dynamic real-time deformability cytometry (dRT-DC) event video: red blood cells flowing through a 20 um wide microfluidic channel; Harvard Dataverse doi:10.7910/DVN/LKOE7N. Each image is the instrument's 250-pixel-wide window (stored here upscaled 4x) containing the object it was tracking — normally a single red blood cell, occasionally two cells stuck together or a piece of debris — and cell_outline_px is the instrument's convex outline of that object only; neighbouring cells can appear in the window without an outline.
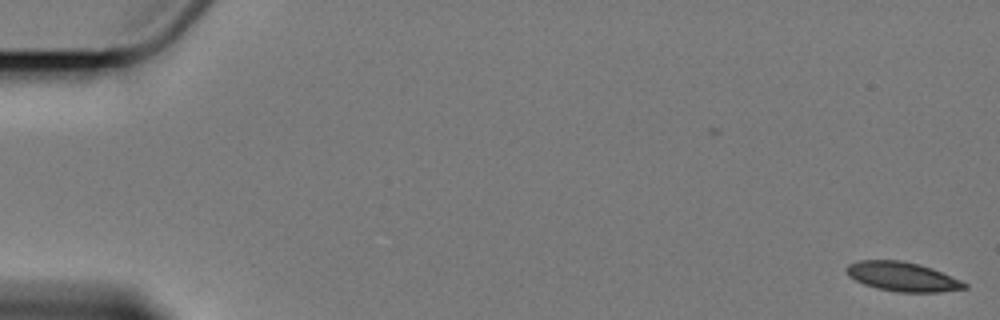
{"species": "Egyptian fruit bat (a non-hibernating species)", "species_latin": "Rousettus aegyptiacus", "temperature_condition": "cold", "stored_images_in_passage": 15, "camera_frame_rate_fps": 3000, "um_per_image_px": 0.085, "animal": {"sex": "female"}, "frame": {"image": 1, "passage_image": 1, "time_ms": 0.0, "image_size_px": [1000, 320], "cell_outline_px": [[968, 288], [940, 292], [900, 292], [876, 288], [864, 284], [848, 276], [844, 268], [848, 264], [860, 260], [900, 260], [920, 264], [932, 268], [960, 280], [968, 284]], "centroid_in_image_um": [76.69, 23.51], "position_along_channel_um": 8.3, "area_um2": 20.17}}
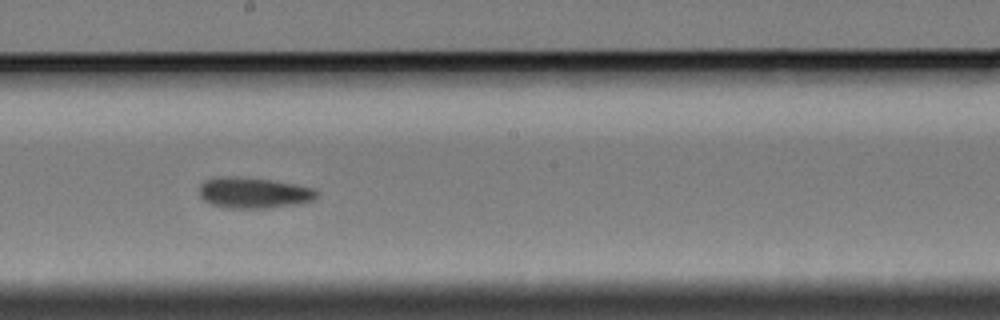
{"frame": {"image": 2, "passage_image": 9, "time_ms": 11.0, "image_size_px": [1000, 320], "cell_outline_px": [[320, 192], [316, 200], [300, 204], [264, 208], [228, 208], [212, 204], [204, 200], [200, 196], [200, 184], [204, 180], [216, 176], [236, 176], [272, 180], [316, 188]], "centroid_in_image_um": [21.61, 16.38], "position_along_channel_um": 226.6, "area_um2": 21.5}}
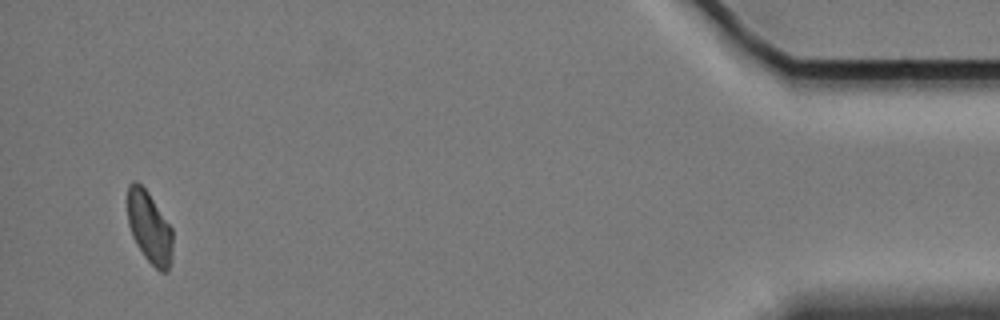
{"frame": {"image": 3, "passage_image": 15, "time_ms": 19.0, "image_size_px": [1000, 320], "cell_outline_px": [[172, 256], [168, 272], [160, 272], [144, 256], [136, 244], [132, 236], [128, 224], [128, 184], [132, 180], [136, 180], [148, 192], [172, 228]], "centroid_in_image_um": [12.7, 19.33], "position_along_channel_um": 422.5, "area_um2": 18.9}, "authors_computed_cell_mechanics": {"area_um2": 20.6924, "velocity_mm_per_s": 3.3559, "shape_relaxation_time_tau1_ms": null, "shape_relaxation_time_tau2_ms": 5.7292, "deformation_change_tau1": null, "deformation_change_tau2": 0.0888}}